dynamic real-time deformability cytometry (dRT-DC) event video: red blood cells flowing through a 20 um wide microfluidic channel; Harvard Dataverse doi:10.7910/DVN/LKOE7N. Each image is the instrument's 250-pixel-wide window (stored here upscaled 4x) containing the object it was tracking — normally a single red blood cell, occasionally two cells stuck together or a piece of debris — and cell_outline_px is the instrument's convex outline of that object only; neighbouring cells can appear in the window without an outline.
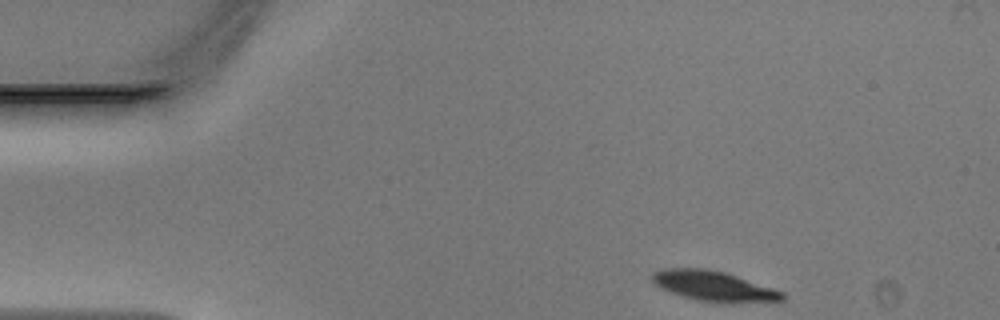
{"species": "Egyptian fruit bat (a non-hibernating species)", "species_latin": "Rousettus aegyptiacus", "temperature_condition": "warm", "stored_images_in_passage": 35, "camera_frame_rate_fps": 3000, "um_per_image_px": 0.085, "animal": {"sex": "male"}, "frame": {"image": 1, "passage_image": 1, "time_ms": 0.0, "image_size_px": [1000, 320], "cell_outline_px": [[784, 300], [724, 304], [696, 300], [660, 288], [652, 280], [652, 272], [664, 268], [704, 268], [724, 272], [784, 292]], "centroid_in_image_um": [60.66, 24.33], "position_along_channel_um": 24.3, "area_um2": 22.77}}
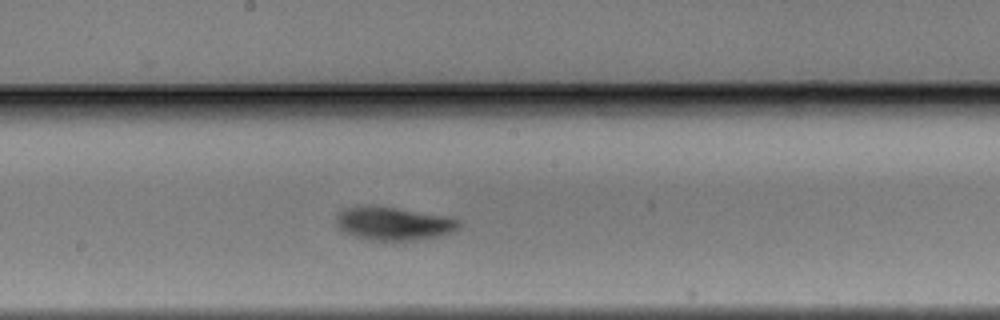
{"frame": {"image": 2, "passage_image": 20, "time_ms": 6.333, "image_size_px": [1000, 320], "cell_outline_px": [[460, 228], [452, 232], [440, 236], [416, 240], [368, 240], [344, 232], [336, 224], [336, 212], [344, 208], [372, 204], [400, 208], [448, 216], [460, 220]], "centroid_in_image_um": [33.45, 18.98], "position_along_channel_um": 214.8, "area_um2": 24.28}}
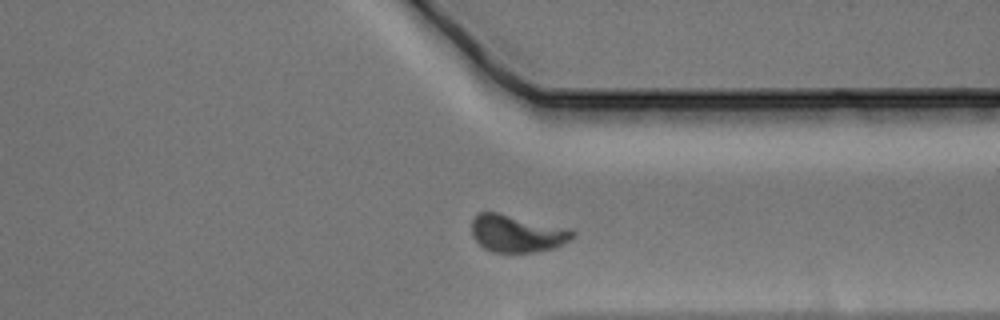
{"frame": {"image": 3, "passage_image": 31, "time_ms": 10.0, "image_size_px": [1000, 320], "cell_outline_px": [[576, 236], [552, 248], [532, 252], [492, 252], [484, 248], [472, 236], [472, 220], [476, 212], [496, 212], [568, 228], [576, 232]], "centroid_in_image_um": [43.91, 19.84], "position_along_channel_um": 367.5, "area_um2": 21.73}}